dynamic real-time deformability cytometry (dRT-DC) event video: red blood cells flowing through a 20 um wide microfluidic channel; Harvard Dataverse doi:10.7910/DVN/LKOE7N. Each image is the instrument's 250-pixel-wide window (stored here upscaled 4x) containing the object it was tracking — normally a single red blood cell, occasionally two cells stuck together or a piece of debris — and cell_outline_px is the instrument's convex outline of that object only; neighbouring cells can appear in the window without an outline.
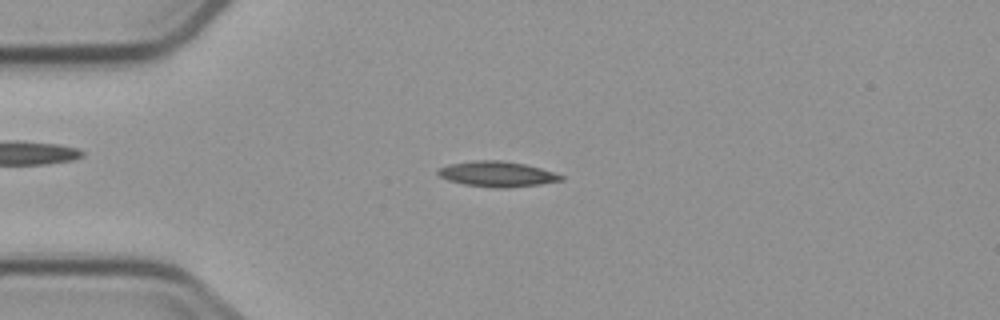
{"species": "common noctule bat (a hibernating species)", "species_latin": "Nyctalus noctula", "temperature_condition": "cold", "stored_images_in_passage": 8, "camera_frame_rate_fps": 3000, "um_per_image_px": 0.085, "animal": {"sex": "male", "body_mass_g": 23.1, "forearm_length_mm": 52.7}, "frame": {"image": 1, "passage_image": 2, "time_ms": 2.0, "image_size_px": [1000, 320], "cell_outline_px": [[564, 180], [540, 184], [508, 188], [492, 188], [464, 184], [448, 180], [440, 176], [436, 172], [440, 168], [448, 164], [476, 160], [500, 160], [524, 164], [540, 168], [564, 176]], "centroid_in_image_um": [42.25, 14.8], "position_along_channel_um": 42.8, "area_um2": 18.15}}
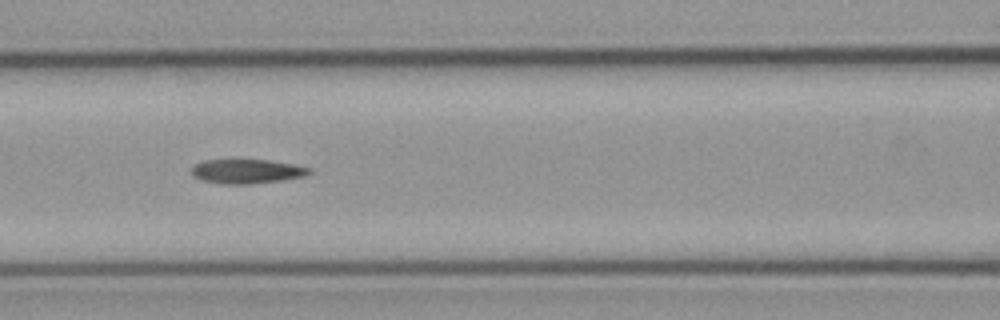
{"frame": {"image": 2, "passage_image": 5, "time_ms": 5.333, "image_size_px": [1000, 320], "cell_outline_px": [[312, 172], [304, 176], [280, 180], [248, 184], [224, 184], [200, 180], [192, 176], [192, 168], [196, 164], [204, 160], [268, 160], [296, 164], [312, 168]], "centroid_in_image_um": [21.0, 14.56], "position_along_channel_um": 145.6, "area_um2": 16.65}}
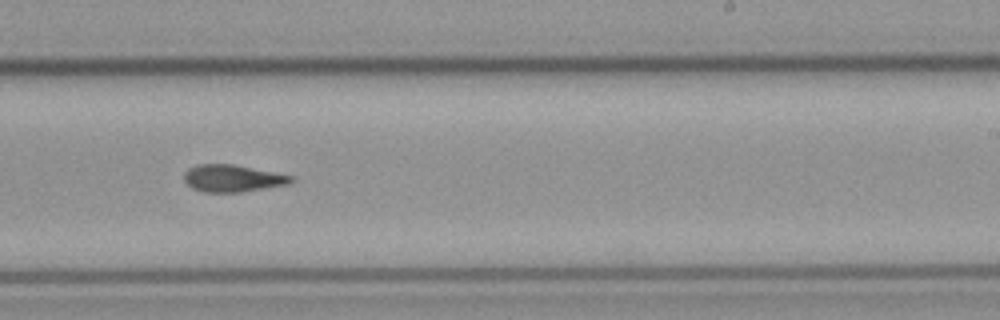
{"frame": {"image": 3, "passage_image": 8, "time_ms": 8.667, "image_size_px": [1000, 320], "cell_outline_px": [[296, 180], [288, 184], [240, 192], [204, 192], [192, 188], [184, 180], [184, 172], [188, 168], [196, 164], [232, 164], [292, 176]], "centroid_in_image_um": [19.73, 15.15], "position_along_channel_um": 269.3, "area_um2": 16.76}}